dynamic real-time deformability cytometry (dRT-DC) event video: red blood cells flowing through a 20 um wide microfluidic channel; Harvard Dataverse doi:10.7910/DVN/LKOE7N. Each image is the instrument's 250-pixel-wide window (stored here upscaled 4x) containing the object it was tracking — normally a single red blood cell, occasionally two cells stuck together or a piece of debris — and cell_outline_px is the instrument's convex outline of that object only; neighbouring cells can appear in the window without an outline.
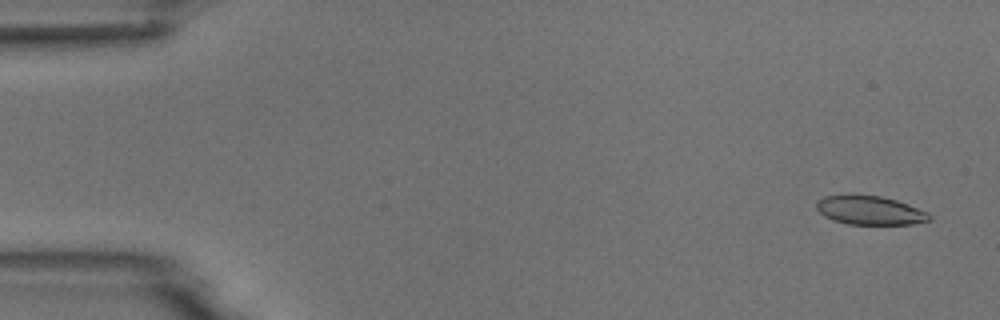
{"species": "common noctule bat (a hibernating species)", "species_latin": "Nyctalus noctula", "temperature_condition": "room temperature", "stored_images_in_passage": 9, "camera_frame_rate_fps": 3000, "um_per_image_px": 0.085, "animal": {"sex": "male", "body_mass_g": 18.8}, "frame": {"image": 1, "passage_image": 1, "time_ms": 0.0, "image_size_px": [1000, 320], "cell_outline_px": [[932, 220], [912, 224], [848, 224], [832, 220], [824, 216], [816, 208], [816, 200], [824, 196], [880, 196], [896, 200], [928, 212], [932, 216]], "centroid_in_image_um": [73.95, 17.9], "position_along_channel_um": 11.0, "area_um2": 18.73}}
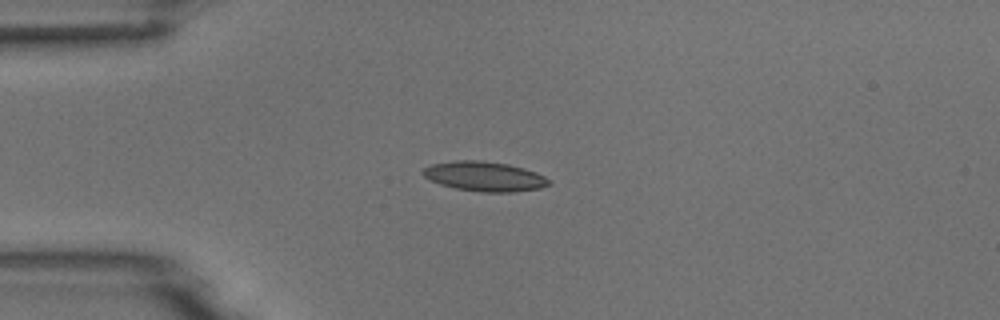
{"frame": {"image": 2, "passage_image": 4, "time_ms": 3.667, "image_size_px": [1000, 320], "cell_outline_px": [[552, 184], [540, 188], [512, 192], [480, 192], [456, 188], [440, 184], [424, 176], [420, 172], [424, 168], [432, 164], [452, 160], [480, 160], [508, 164], [524, 168], [536, 172], [552, 180]], "centroid_in_image_um": [41.21, 14.99], "position_along_channel_um": 43.8, "area_um2": 21.91}}